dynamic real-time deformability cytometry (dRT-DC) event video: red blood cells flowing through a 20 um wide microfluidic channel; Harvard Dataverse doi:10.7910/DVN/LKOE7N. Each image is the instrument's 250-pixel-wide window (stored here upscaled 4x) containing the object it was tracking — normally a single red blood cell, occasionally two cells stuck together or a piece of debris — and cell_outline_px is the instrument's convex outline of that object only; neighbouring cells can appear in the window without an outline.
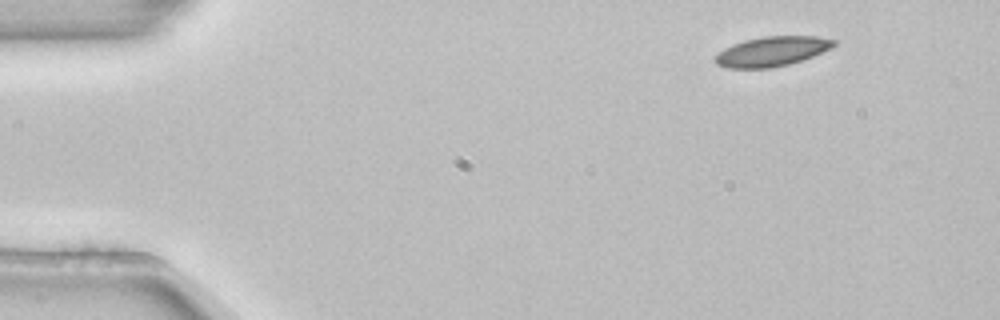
{"species": "common noctule bat (a hibernating species)", "species_latin": "Nyctalus noctula", "temperature_condition": "room temperature", "stored_images_in_passage": 3, "camera_frame_rate_fps": 3000, "um_per_image_px": 0.085, "animal": {"sex": "female", "body_mass_g": 22.7, "forearm_length_mm": 54.2}, "frame": {"image": 1, "passage_image": 1, "time_ms": 0.0, "image_size_px": [1000, 320], "cell_outline_px": [[836, 44], [832, 48], [812, 56], [788, 64], [768, 68], [728, 68], [716, 64], [716, 56], [724, 48], [732, 44], [744, 40], [764, 36], [816, 36], [836, 40]], "centroid_in_image_um": [65.62, 4.36], "position_along_channel_um": 19.4, "area_um2": 20.35}}